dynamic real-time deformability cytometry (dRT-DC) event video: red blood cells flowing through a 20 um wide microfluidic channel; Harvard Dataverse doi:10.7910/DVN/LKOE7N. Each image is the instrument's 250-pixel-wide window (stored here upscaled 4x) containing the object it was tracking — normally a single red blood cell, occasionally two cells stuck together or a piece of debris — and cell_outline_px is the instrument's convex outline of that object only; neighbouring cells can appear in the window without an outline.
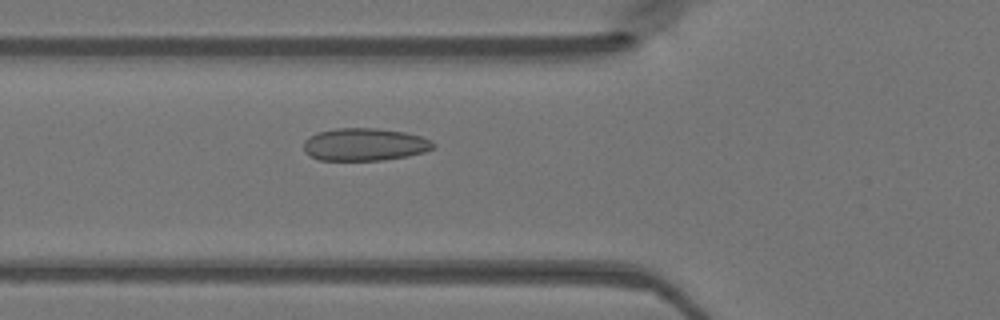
{"species": "Egyptian fruit bat (a non-hibernating species)", "species_latin": "Rousettus aegyptiacus", "temperature_condition": "warm", "stored_images_in_passage": 49, "camera_frame_rate_fps": 3000, "um_per_image_px": 0.085, "animal": {"sex": "female"}, "frame": {"image": 1, "passage_image": 18, "time_ms": 5.667, "image_size_px": [1000, 320], "cell_outline_px": [[436, 144], [432, 148], [424, 152], [408, 156], [380, 160], [320, 160], [308, 156], [304, 152], [304, 140], [308, 136], [316, 132], [336, 128], [376, 128], [404, 132], [420, 136], [432, 140]], "centroid_in_image_um": [30.95, 12.28], "position_along_channel_um": 94.8, "area_um2": 24.8}}
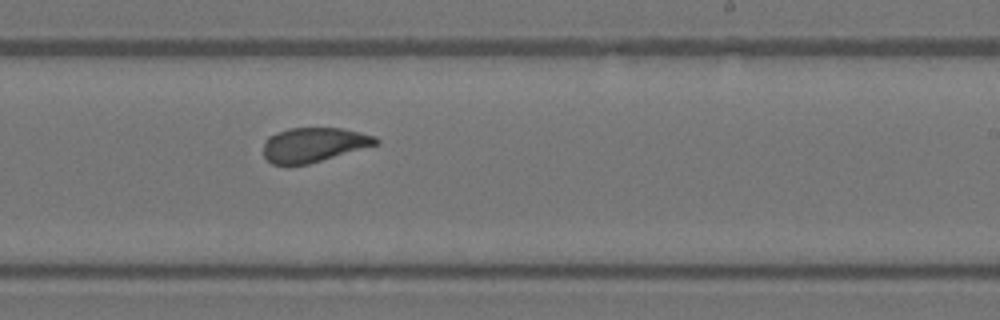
{"frame": {"image": 2, "passage_image": 30, "time_ms": 9.667, "image_size_px": [1000, 320], "cell_outline_px": [[380, 144], [308, 164], [288, 168], [272, 164], [264, 156], [264, 140], [268, 136], [288, 128], [340, 128], [360, 132], [376, 136], [380, 140]], "centroid_in_image_um": [26.65, 12.33], "position_along_channel_um": 262.3, "area_um2": 23.12}}
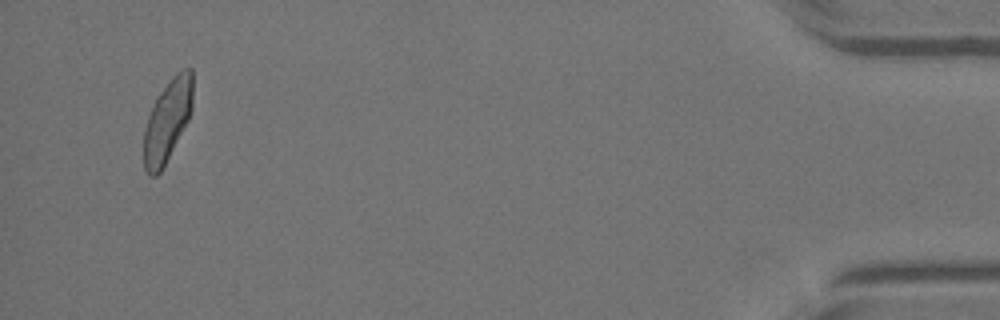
{"frame": {"image": 3, "passage_image": 47, "time_ms": 15.333, "image_size_px": [1000, 320], "cell_outline_px": [[192, 108], [188, 120], [160, 172], [156, 176], [148, 176], [144, 168], [144, 128], [148, 116], [156, 96], [172, 76], [176, 72], [184, 68], [192, 68]], "centroid_in_image_um": [14.22, 10.23], "position_along_channel_um": 421.0, "area_um2": 23.29}}